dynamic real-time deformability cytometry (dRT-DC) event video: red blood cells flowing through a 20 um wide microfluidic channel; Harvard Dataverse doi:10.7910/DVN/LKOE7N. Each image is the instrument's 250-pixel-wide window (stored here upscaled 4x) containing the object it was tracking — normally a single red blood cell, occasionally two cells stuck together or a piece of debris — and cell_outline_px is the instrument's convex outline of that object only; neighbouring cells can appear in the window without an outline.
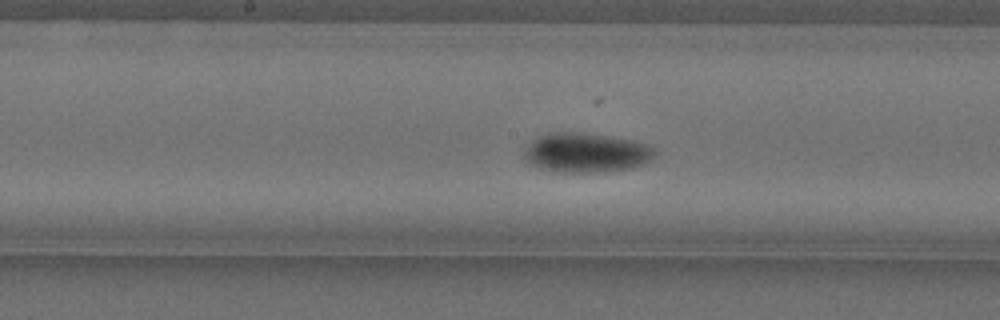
{"species": "Egyptian fruit bat (a non-hibernating species)", "species_latin": "Rousettus aegyptiacus", "temperature_condition": "cold", "stored_images_in_passage": 59, "camera_frame_rate_fps": 3000, "um_per_image_px": 0.085, "animal": {"sex": "female"}, "frame": {"image": 1, "passage_image": 31, "time_ms": 10.0, "image_size_px": [1000, 320], "cell_outline_px": [[656, 156], [644, 164], [632, 168], [600, 172], [564, 172], [544, 168], [528, 164], [524, 156], [524, 148], [532, 140], [548, 132], [584, 132], [632, 140], [648, 144], [656, 152]], "centroid_in_image_um": [49.82, 12.97], "position_along_channel_um": 198.4, "area_um2": 30.17}}
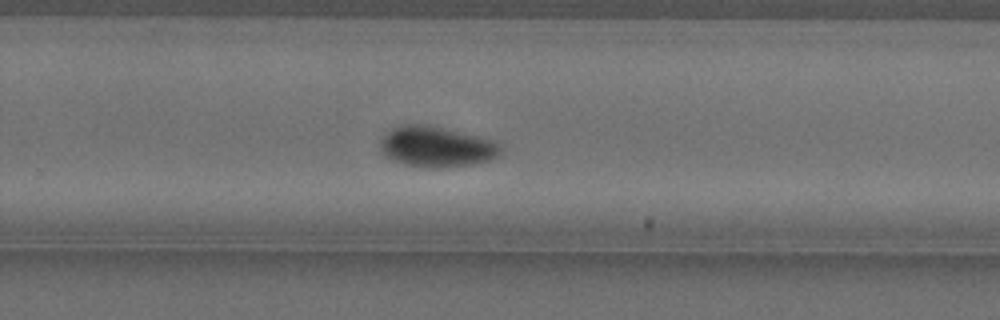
{"frame": {"image": 2, "passage_image": 39, "time_ms": 12.667, "image_size_px": [1000, 320], "cell_outline_px": [[504, 152], [500, 156], [492, 160], [472, 164], [440, 168], [428, 168], [404, 164], [392, 160], [380, 152], [380, 140], [392, 128], [404, 124], [428, 124], [496, 140], [504, 148]], "centroid_in_image_um": [37.16, 12.47], "position_along_channel_um": 292.6, "area_um2": 29.07}}
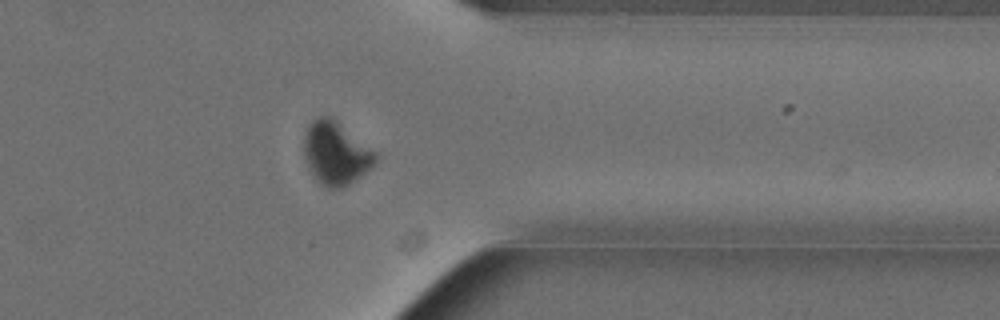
{"frame": {"image": 3, "passage_image": 47, "time_ms": 15.333, "image_size_px": [1000, 320], "cell_outline_px": [[380, 156], [360, 176], [344, 188], [328, 188], [320, 184], [312, 176], [304, 156], [304, 136], [312, 120], [320, 116], [332, 116], [376, 152]], "centroid_in_image_um": [28.53, 13.02], "position_along_channel_um": 382.9, "area_um2": 26.18}, "authors_computed_cell_mechanics": {"area_um2": 26.1834, "velocity_mm_per_s": 3.5688, "shape_relaxation_time_tau1_ms": 3.235, "shape_relaxation_time_tau2_ms": 6.7967, "deformation_change_tau1": 0.1062, "deformation_change_tau2": 0.0533}}